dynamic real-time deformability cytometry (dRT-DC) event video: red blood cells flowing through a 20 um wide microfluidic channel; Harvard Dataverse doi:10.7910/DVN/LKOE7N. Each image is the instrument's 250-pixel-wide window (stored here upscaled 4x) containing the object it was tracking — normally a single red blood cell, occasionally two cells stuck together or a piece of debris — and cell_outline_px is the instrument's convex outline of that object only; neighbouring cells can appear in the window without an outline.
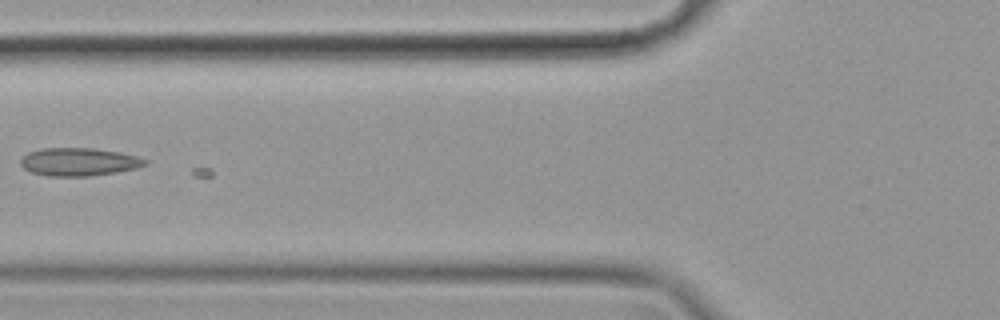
{"species": "common noctule bat (a hibernating species)", "species_latin": "Nyctalus noctula", "temperature_condition": "cold", "stored_images_in_passage": 41, "camera_frame_rate_fps": 3000, "um_per_image_px": 0.085, "animal": {"sex": "female", "body_mass_g": 19.9}, "frame": {"image": 1, "passage_image": 23, "time_ms": 7.333, "image_size_px": [1000, 320], "cell_outline_px": [[148, 164], [136, 168], [116, 172], [88, 176], [48, 176], [32, 172], [24, 168], [20, 164], [20, 160], [28, 152], [40, 148], [92, 148], [120, 152], [136, 156], [148, 160]], "centroid_in_image_um": [6.7, 13.75], "position_along_channel_um": 119.1, "area_um2": 20.29}}
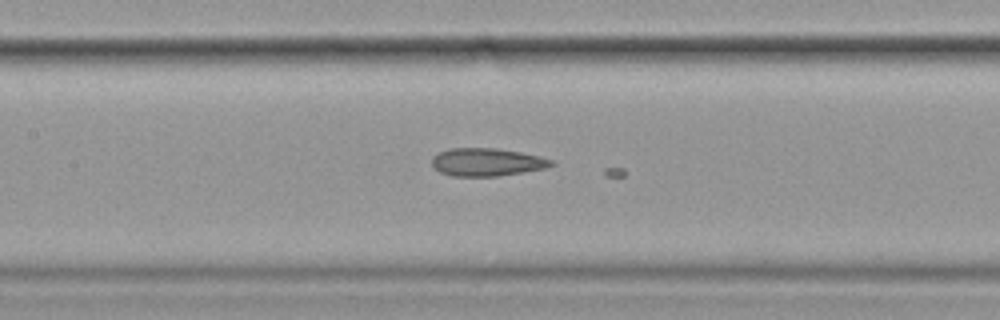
{"frame": {"image": 2, "passage_image": 27, "time_ms": 8.667, "image_size_px": [1000, 320], "cell_outline_px": [[556, 164], [544, 168], [496, 176], [452, 176], [440, 172], [432, 168], [432, 156], [448, 148], [496, 148], [520, 152], [540, 156], [552, 160]], "centroid_in_image_um": [41.34, 13.77], "position_along_channel_um": 166.1, "area_um2": 19.36}}
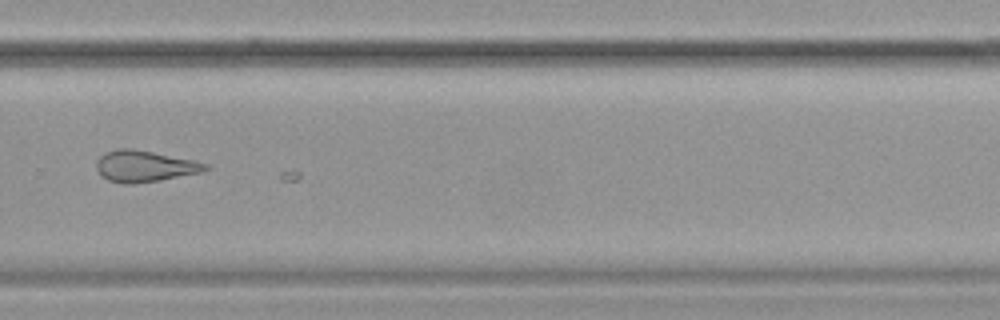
{"frame": {"image": 3, "passage_image": 40, "time_ms": 13.0, "image_size_px": [1000, 320], "cell_outline_px": [[212, 168], [200, 172], [160, 180], [128, 184], [124, 184], [108, 180], [100, 176], [96, 168], [96, 160], [100, 156], [108, 152], [120, 148], [132, 148], [196, 160], [208, 164]], "centroid_in_image_um": [12.29, 14.12], "position_along_channel_um": 317.5, "area_um2": 19.94}}